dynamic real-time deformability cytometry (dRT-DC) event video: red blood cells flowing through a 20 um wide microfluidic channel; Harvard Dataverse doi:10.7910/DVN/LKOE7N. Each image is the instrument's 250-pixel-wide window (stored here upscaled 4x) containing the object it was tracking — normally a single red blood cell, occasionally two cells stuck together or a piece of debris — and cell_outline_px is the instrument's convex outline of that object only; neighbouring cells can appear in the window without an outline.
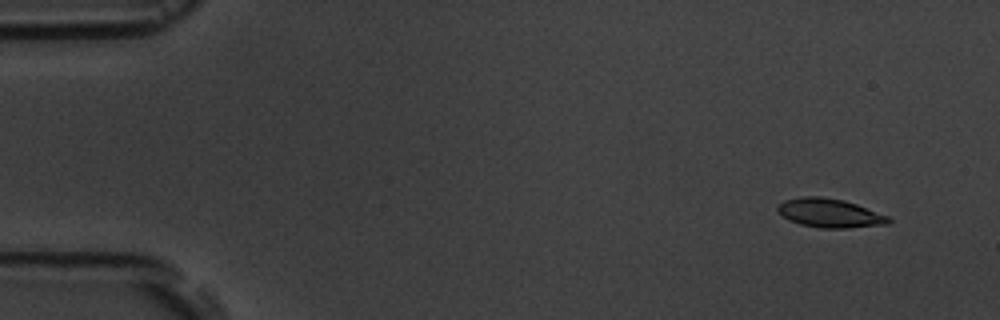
{"species": "common noctule bat (a hibernating species)", "species_latin": "Nyctalus noctula", "temperature_condition": "room temperature", "stored_images_in_passage": 4, "camera_frame_rate_fps": 3000, "um_per_image_px": 0.085, "animal": {"sex": "male", "body_mass_g": 19.5, "forearm_length_mm": 54.6}, "frame": {"image": 1, "passage_image": 1, "time_ms": 0.0, "image_size_px": [1000, 320], "cell_outline_px": [[892, 220], [888, 224], [848, 228], [820, 228], [800, 224], [788, 220], [776, 208], [784, 200], [804, 196], [820, 196], [844, 200], [856, 204], [888, 216]], "centroid_in_image_um": [70.53, 18.11], "position_along_channel_um": 14.5, "area_um2": 18.55}}